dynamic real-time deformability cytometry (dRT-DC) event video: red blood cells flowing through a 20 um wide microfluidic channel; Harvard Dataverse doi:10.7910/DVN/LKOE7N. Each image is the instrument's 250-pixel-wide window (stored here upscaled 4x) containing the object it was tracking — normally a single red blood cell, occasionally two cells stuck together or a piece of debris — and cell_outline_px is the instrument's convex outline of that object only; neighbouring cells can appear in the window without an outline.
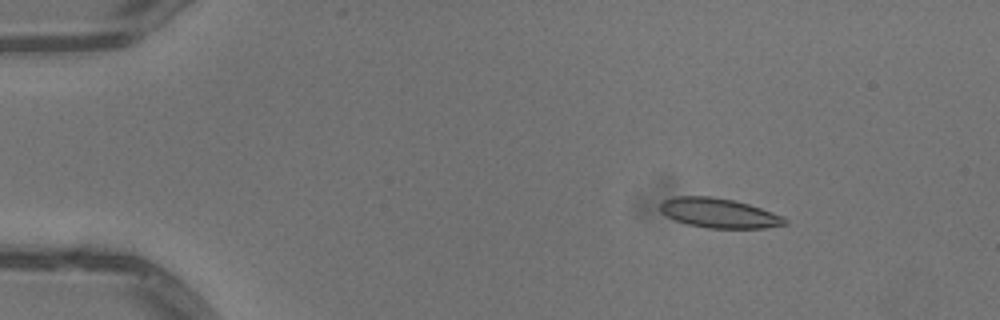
{"species": "common noctule bat (a hibernating species)", "species_latin": "Nyctalus noctula", "temperature_condition": "warm", "stored_images_in_passage": 7, "camera_frame_rate_fps": 3000, "um_per_image_px": 0.085, "animal": {"sex": "male", "body_mass_g": 13.3}, "frame": {"image": 1, "passage_image": 1, "time_ms": 0.0, "image_size_px": [1000, 320], "cell_outline_px": [[788, 224], [764, 228], [708, 228], [688, 224], [676, 220], [660, 212], [660, 204], [664, 200], [676, 196], [712, 196], [732, 200], [748, 204], [784, 216], [788, 220]], "centroid_in_image_um": [61.13, 18.11], "position_along_channel_um": 23.9, "area_um2": 21.44}}